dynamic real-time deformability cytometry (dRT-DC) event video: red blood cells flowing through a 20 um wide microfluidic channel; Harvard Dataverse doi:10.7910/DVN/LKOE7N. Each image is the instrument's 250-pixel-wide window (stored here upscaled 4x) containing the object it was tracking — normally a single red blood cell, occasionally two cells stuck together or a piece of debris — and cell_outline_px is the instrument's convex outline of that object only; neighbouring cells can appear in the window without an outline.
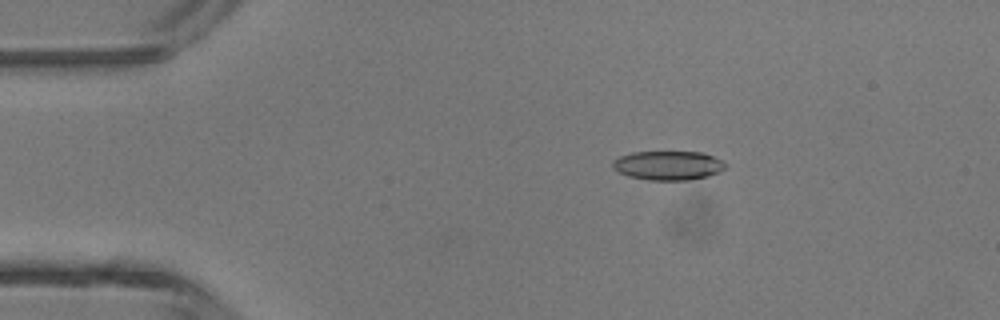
{"species": "common noctule bat (a hibernating species)", "species_latin": "Nyctalus noctula", "temperature_condition": "room temperature", "stored_images_in_passage": 6, "camera_frame_rate_fps": 3000, "um_per_image_px": 0.085, "animal": {"sex": "male", "body_mass_g": 13.3}, "frame": {"image": 1, "passage_image": 3, "time_ms": 0.667, "image_size_px": [1000, 320], "cell_outline_px": [[724, 168], [720, 172], [708, 176], [688, 180], [648, 180], [628, 176], [612, 168], [612, 160], [620, 156], [632, 152], [704, 152], [720, 160], [724, 164]], "centroid_in_image_um": [56.75, 14.06], "position_along_channel_um": 28.2, "area_um2": 19.07}}
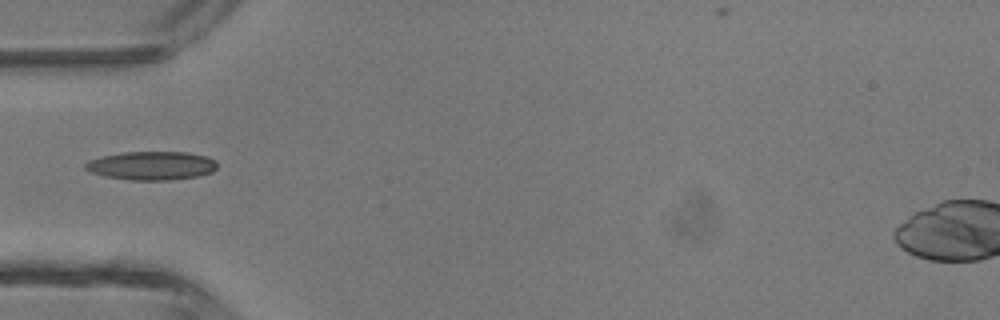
{"frame": {"image": 2, "passage_image": 5, "time_ms": 1.333, "image_size_px": [1000, 320], "cell_outline_px": [[216, 168], [212, 172], [200, 176], [168, 180], [132, 180], [104, 176], [92, 172], [84, 168], [84, 164], [88, 160], [104, 156], [124, 152], [188, 152], [208, 156], [216, 160]], "centroid_in_image_um": [12.92, 14.08], "position_along_channel_um": 72.1, "area_um2": 22.02}}
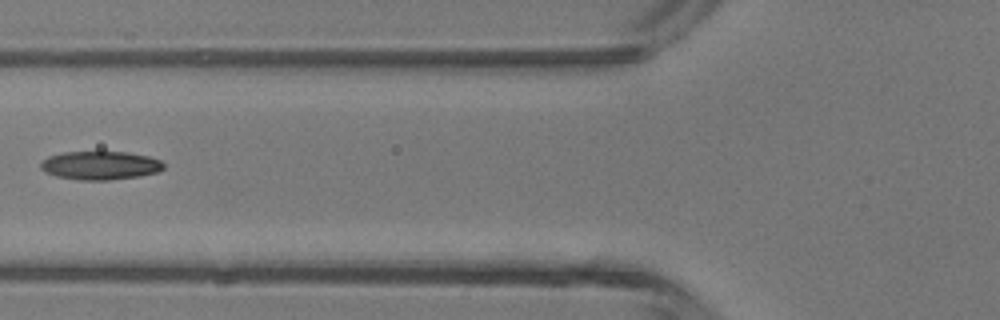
{"frame": {"image": 3, "passage_image": 6, "time_ms": 1.667, "image_size_px": [1000, 320], "cell_outline_px": [[164, 168], [156, 172], [140, 176], [108, 180], [80, 180], [56, 176], [40, 168], [40, 164], [48, 156], [64, 152], [128, 152], [148, 156], [160, 160], [164, 164]], "centroid_in_image_um": [8.53, 14.06], "position_along_channel_um": 117.3, "area_um2": 20.29}}